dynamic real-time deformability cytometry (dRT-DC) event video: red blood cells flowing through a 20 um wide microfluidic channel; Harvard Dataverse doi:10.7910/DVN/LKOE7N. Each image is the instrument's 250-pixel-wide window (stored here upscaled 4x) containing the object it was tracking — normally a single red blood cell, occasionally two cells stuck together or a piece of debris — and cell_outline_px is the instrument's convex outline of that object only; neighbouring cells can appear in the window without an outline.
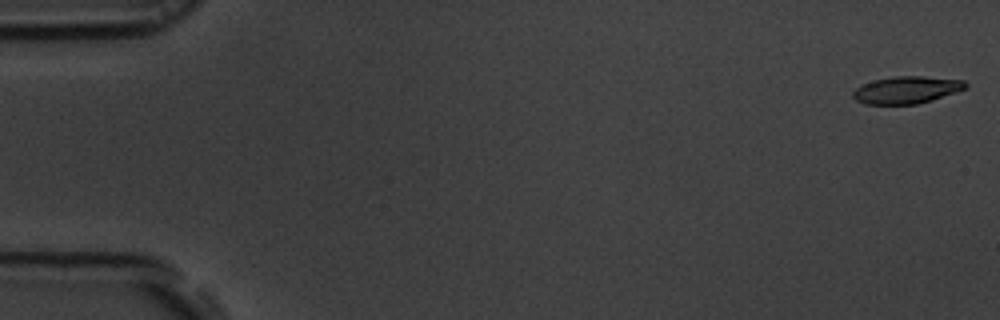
{"species": "common noctule bat (a hibernating species)", "species_latin": "Nyctalus noctula", "temperature_condition": "room temperature", "stored_images_in_passage": 7, "camera_frame_rate_fps": 3000, "um_per_image_px": 0.085, "animal": {"sex": "male", "body_mass_g": 19.5, "forearm_length_mm": 54.6}, "frame": {"image": 1, "passage_image": 1, "time_ms": 0.0, "image_size_px": [1000, 320], "cell_outline_px": [[968, 88], [932, 100], [916, 104], [864, 104], [856, 100], [852, 96], [852, 92], [856, 88], [864, 84], [876, 80], [892, 76], [920, 76], [964, 80], [968, 84]], "centroid_in_image_um": [77.08, 7.64], "position_along_channel_um": 7.9, "area_um2": 17.8}}